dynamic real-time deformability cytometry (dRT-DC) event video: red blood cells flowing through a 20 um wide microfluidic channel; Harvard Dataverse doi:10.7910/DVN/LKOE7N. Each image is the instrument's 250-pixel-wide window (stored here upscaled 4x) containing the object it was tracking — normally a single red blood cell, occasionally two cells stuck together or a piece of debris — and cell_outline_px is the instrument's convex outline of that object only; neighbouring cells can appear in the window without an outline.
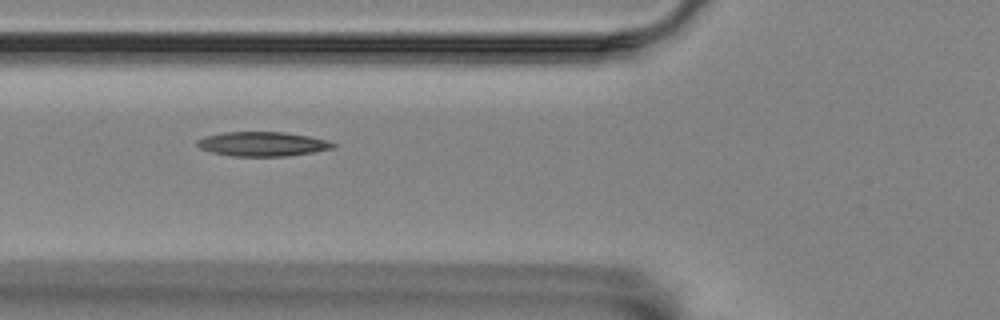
{"species": "Egyptian fruit bat (a non-hibernating species)", "species_latin": "Rousettus aegyptiacus", "temperature_condition": "room temperature", "stored_images_in_passage": 12, "camera_frame_rate_fps": 3000, "um_per_image_px": 0.085, "animal": {"sex": "female"}, "frame": {"image": 1, "passage_image": 3, "time_ms": 0.667, "image_size_px": [1000, 320], "cell_outline_px": [[336, 148], [288, 156], [232, 156], [212, 152], [200, 148], [196, 144], [196, 140], [204, 136], [224, 132], [284, 132], [308, 136], [328, 140], [336, 144]], "centroid_in_image_um": [22.32, 12.24], "position_along_channel_um": 103.5, "area_um2": 19.36}}
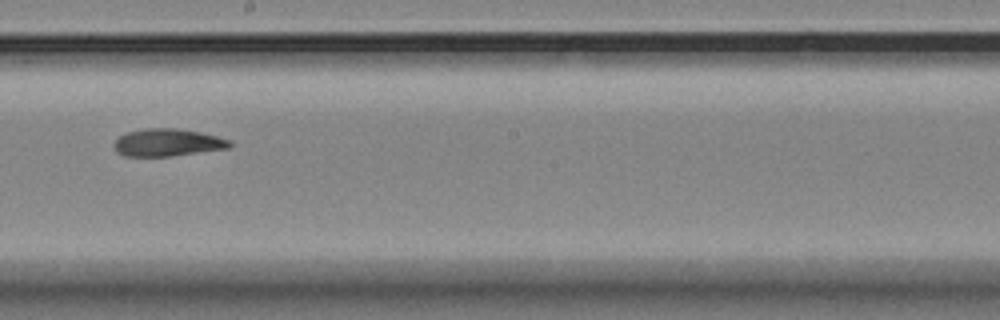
{"frame": {"image": 2, "passage_image": 6, "time_ms": 1.667, "image_size_px": [1000, 320], "cell_outline_px": [[232, 144], [228, 148], [168, 156], [124, 156], [116, 152], [112, 144], [120, 136], [128, 132], [144, 128], [176, 128], [200, 132], [232, 140]], "centroid_in_image_um": [14.21, 12.11], "position_along_channel_um": 234.0, "area_um2": 18.44}}
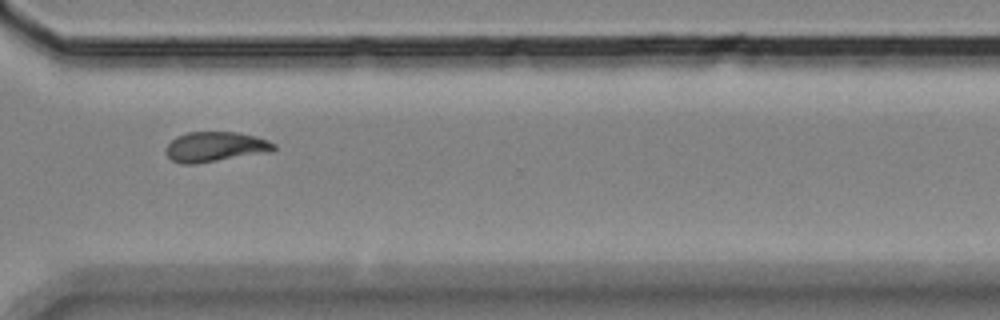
{"frame": {"image": 3, "passage_image": 9, "time_ms": 2.667, "image_size_px": [1000, 320], "cell_outline_px": [[276, 148], [272, 152], [196, 164], [180, 164], [172, 160], [164, 152], [168, 144], [176, 136], [188, 132], [236, 132], [256, 136], [268, 140], [276, 144]], "centroid_in_image_um": [18.32, 12.48], "position_along_channel_um": 352.3, "area_um2": 19.13}}